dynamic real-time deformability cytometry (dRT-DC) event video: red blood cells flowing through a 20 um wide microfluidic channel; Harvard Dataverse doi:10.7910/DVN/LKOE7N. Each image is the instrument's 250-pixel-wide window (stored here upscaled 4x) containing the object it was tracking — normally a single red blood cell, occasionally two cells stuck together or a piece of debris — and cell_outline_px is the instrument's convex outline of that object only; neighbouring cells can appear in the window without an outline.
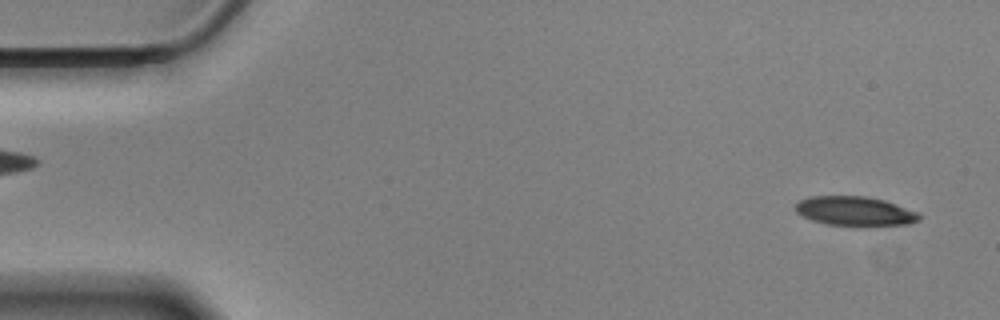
{"species": "Egyptian fruit bat (a non-hibernating species)", "species_latin": "Rousettus aegyptiacus", "temperature_condition": "cold", "stored_images_in_passage": 13, "camera_frame_rate_fps": 3000, "um_per_image_px": 0.085, "animal": {"sex": "male"}, "frame": {"image": 1, "passage_image": 2, "time_ms": 0.333, "image_size_px": [1000, 320], "cell_outline_px": [[920, 220], [908, 224], [864, 228], [856, 228], [828, 224], [812, 220], [796, 212], [796, 204], [800, 200], [812, 196], [868, 196], [884, 200], [916, 212], [920, 216]], "centroid_in_image_um": [72.69, 17.99], "position_along_channel_um": 12.3, "area_um2": 21.62}}